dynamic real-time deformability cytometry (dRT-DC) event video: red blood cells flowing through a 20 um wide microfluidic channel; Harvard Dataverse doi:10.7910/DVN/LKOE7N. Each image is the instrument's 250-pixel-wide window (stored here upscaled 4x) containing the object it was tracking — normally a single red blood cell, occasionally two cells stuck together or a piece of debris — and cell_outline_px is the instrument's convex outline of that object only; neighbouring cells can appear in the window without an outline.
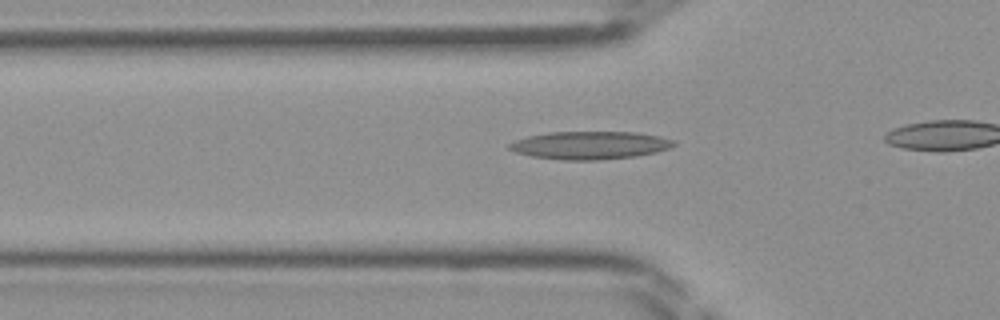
{"species": "Egyptian fruit bat (a non-hibernating species)", "species_latin": "Rousettus aegyptiacus", "temperature_condition": "room temperature", "stored_images_in_passage": 17, "camera_frame_rate_fps": 3000, "um_per_image_px": 0.085, "frame": {"image": 1, "passage_image": 12, "time_ms": 3.667, "image_size_px": [1000, 320], "cell_outline_px": [[676, 144], [668, 148], [656, 152], [636, 156], [600, 160], [564, 160], [532, 156], [516, 152], [508, 148], [508, 144], [516, 140], [528, 136], [548, 132], [636, 132], [660, 136], [676, 140]], "centroid_in_image_um": [50.17, 12.34], "position_along_channel_um": 75.6, "area_um2": 26.76}}
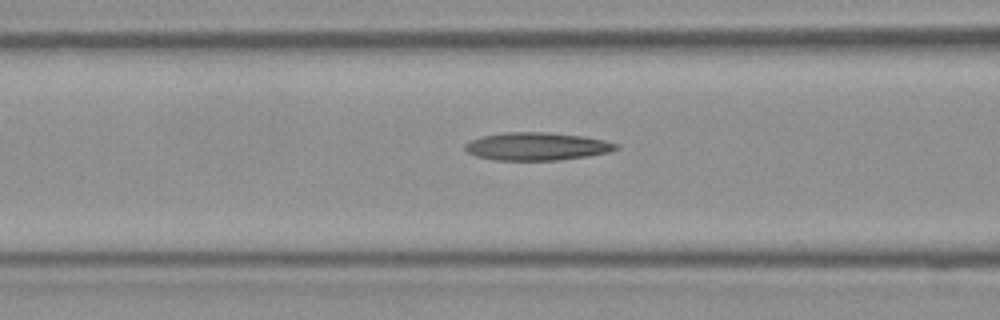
{"frame": {"image": 2, "passage_image": 15, "time_ms": 4.667, "image_size_px": [1000, 320], "cell_outline_px": [[620, 148], [608, 152], [588, 156], [556, 160], [492, 160], [476, 156], [468, 152], [464, 148], [464, 144], [468, 140], [480, 136], [504, 132], [548, 132], [584, 136], [604, 140], [620, 144]], "centroid_in_image_um": [45.61, 12.43], "position_along_channel_um": 121.0, "area_um2": 24.8}}